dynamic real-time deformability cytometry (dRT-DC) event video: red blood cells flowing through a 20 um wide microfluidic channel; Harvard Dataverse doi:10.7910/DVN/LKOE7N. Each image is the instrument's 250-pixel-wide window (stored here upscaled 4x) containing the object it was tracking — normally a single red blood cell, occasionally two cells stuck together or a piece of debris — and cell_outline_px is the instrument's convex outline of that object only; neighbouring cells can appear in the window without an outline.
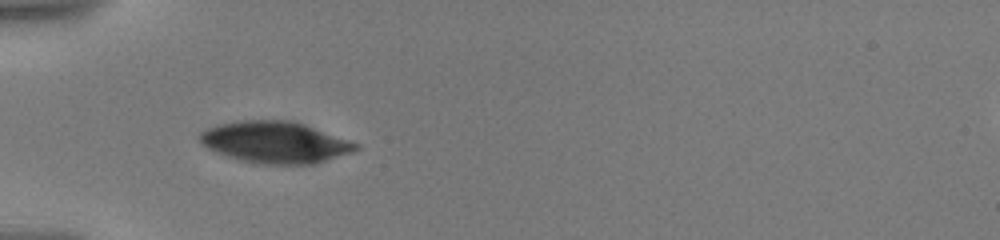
{"species": "human", "species_latin": "Homo sapiens", "temperature_condition": "warm", "stored_images_in_passage": 18, "camera_frame_rate_fps": 3000, "um_per_image_px": 0.085, "donor": {"sex": "male"}, "frame": {"image": 1, "passage_image": 1, "time_ms": 0.0, "image_size_px": [1000, 240], "cell_outline_px": [[360, 148], [352, 152], [316, 164], [260, 164], [240, 160], [228, 156], [208, 148], [200, 140], [200, 132], [208, 128], [220, 124], [244, 120], [292, 120], [304, 124], [360, 144]], "centroid_in_image_um": [23.43, 12.1], "position_along_channel_um": 61.6, "area_um2": 37.51}}
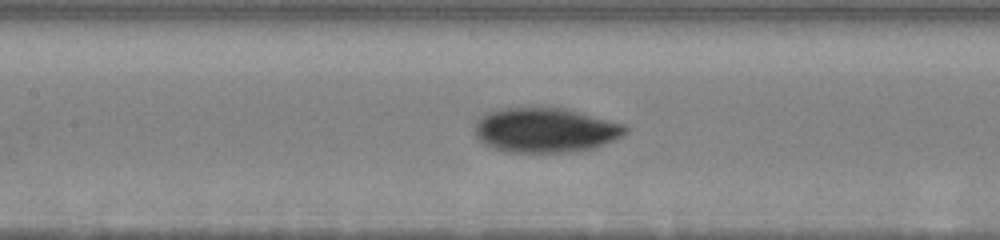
{"frame": {"image": 2, "passage_image": 8, "time_ms": 3.0, "image_size_px": [1000, 240], "cell_outline_px": [[628, 132], [624, 136], [596, 148], [584, 152], [504, 152], [492, 148], [484, 144], [476, 136], [476, 120], [480, 116], [488, 112], [500, 108], [544, 104], [552, 104], [568, 108], [624, 124], [628, 128]], "centroid_in_image_um": [46.39, 11.02], "position_along_channel_um": 161.0, "area_um2": 40.92}}
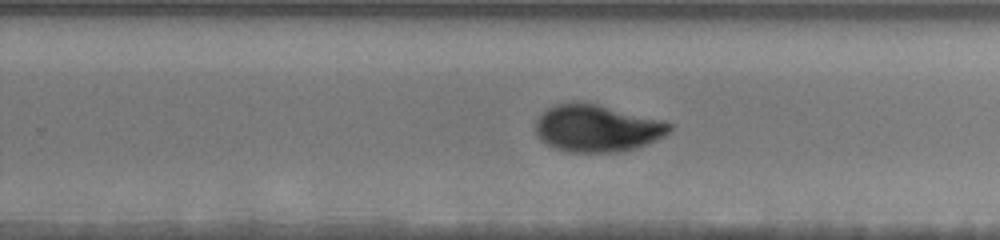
{"frame": {"image": 3, "passage_image": 16, "time_ms": 6.333, "image_size_px": [1000, 240], "cell_outline_px": [[672, 128], [664, 136], [656, 140], [636, 148], [624, 152], [568, 152], [556, 148], [540, 140], [536, 136], [536, 120], [548, 108], [556, 104], [572, 100], [580, 100], [664, 120], [672, 124]], "centroid_in_image_um": [50.75, 10.89], "position_along_channel_um": 279.1, "area_um2": 37.17}}